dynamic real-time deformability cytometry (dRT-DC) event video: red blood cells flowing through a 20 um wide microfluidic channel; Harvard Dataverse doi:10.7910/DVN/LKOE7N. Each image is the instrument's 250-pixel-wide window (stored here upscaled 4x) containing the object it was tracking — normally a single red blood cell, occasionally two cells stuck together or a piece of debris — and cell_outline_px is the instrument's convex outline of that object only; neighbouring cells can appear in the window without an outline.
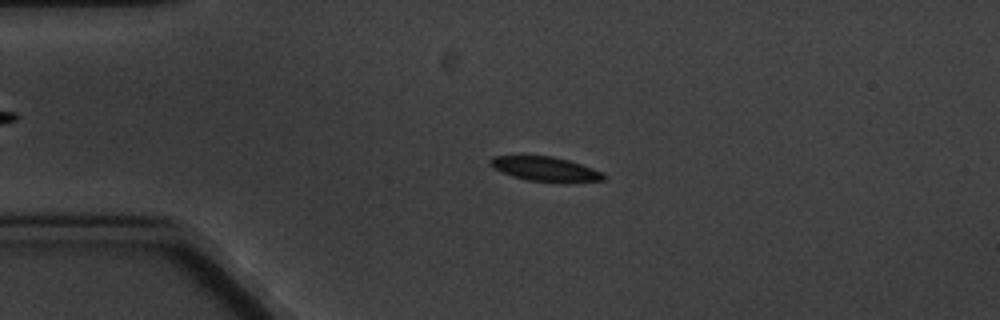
{"species": "common noctule bat (a hibernating species)", "species_latin": "Nyctalus noctula", "temperature_condition": "cold", "stored_images_in_passage": 4, "camera_frame_rate_fps": 3000, "um_per_image_px": 0.085, "animal": {"sex": "male", "body_mass_g": 20.1, "forearm_length_mm": 53.5}, "frame": {"image": 1, "passage_image": 3, "time_ms": 2.333, "image_size_px": [1000, 320], "cell_outline_px": [[604, 180], [572, 184], [564, 184], [528, 180], [512, 176], [488, 164], [488, 160], [492, 156], [552, 156], [568, 160], [604, 172]], "centroid_in_image_um": [46.42, 14.4], "position_along_channel_um": 38.6, "area_um2": 16.47}}